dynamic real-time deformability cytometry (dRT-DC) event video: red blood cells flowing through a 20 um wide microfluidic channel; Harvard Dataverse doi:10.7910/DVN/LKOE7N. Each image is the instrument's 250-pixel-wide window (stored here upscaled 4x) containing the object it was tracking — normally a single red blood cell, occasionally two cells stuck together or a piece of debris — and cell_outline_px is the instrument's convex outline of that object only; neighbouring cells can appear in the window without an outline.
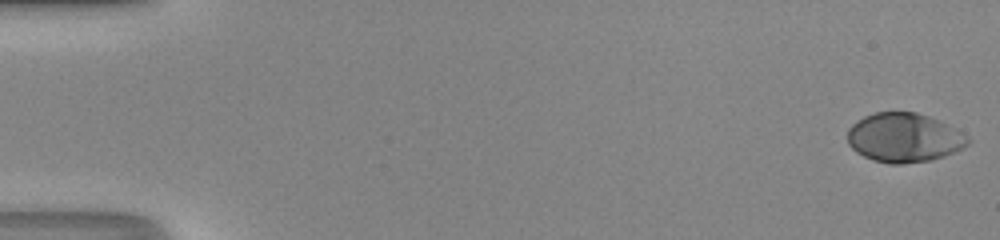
{"species": "human", "species_latin": "Homo sapiens", "temperature_condition": "room temperature", "stored_images_in_passage": 51, "camera_frame_rate_fps": 3000, "um_per_image_px": 0.085, "donor": {"sex": "male"}, "frame": {"image": 1, "passage_image": 1, "time_ms": 0.0, "image_size_px": [1000, 240], "cell_outline_px": [[972, 140], [968, 144], [956, 152], [944, 156], [928, 160], [900, 164], [888, 164], [872, 160], [856, 152], [848, 144], [848, 128], [856, 120], [864, 116], [876, 112], [916, 112], [928, 116], [968, 136]], "centroid_in_image_um": [76.81, 11.71], "position_along_channel_um": 8.2, "area_um2": 34.33}}
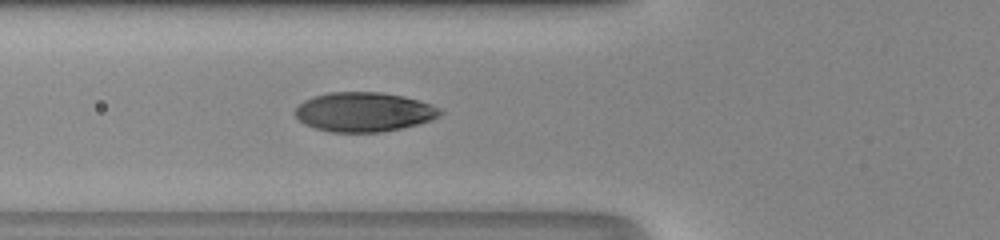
{"frame": {"image": 2, "passage_image": 20, "time_ms": 6.333, "image_size_px": [1000, 240], "cell_outline_px": [[444, 112], [440, 116], [432, 120], [400, 128], [380, 132], [332, 132], [316, 128], [304, 124], [296, 116], [296, 108], [304, 100], [312, 96], [328, 92], [380, 92], [404, 96], [432, 104], [440, 108]], "centroid_in_image_um": [30.95, 9.51], "position_along_channel_um": 94.8, "area_um2": 33.29}}
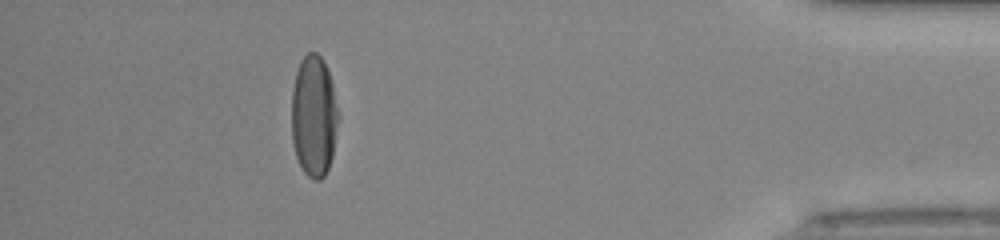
{"frame": {"image": 3, "passage_image": 46, "time_ms": 15.0, "image_size_px": [1000, 240], "cell_outline_px": [[340, 116], [332, 156], [328, 168], [324, 176], [320, 180], [312, 180], [304, 172], [296, 156], [292, 140], [292, 88], [296, 72], [300, 60], [308, 52], [316, 52], [320, 56], [328, 72], [332, 84]], "centroid_in_image_um": [26.68, 9.88], "position_along_channel_um": 408.5, "area_um2": 33.23}, "authors_computed_cell_mechanics": {"area_um2": 33.6974, "velocity_mm_per_s": 4.1986, "shape_relaxation_time_tau1_ms": 3.4466, "shape_relaxation_time_tau2_ms": null, "deformation_change_tau1": 0.2051, "deformation_change_tau2": null}}